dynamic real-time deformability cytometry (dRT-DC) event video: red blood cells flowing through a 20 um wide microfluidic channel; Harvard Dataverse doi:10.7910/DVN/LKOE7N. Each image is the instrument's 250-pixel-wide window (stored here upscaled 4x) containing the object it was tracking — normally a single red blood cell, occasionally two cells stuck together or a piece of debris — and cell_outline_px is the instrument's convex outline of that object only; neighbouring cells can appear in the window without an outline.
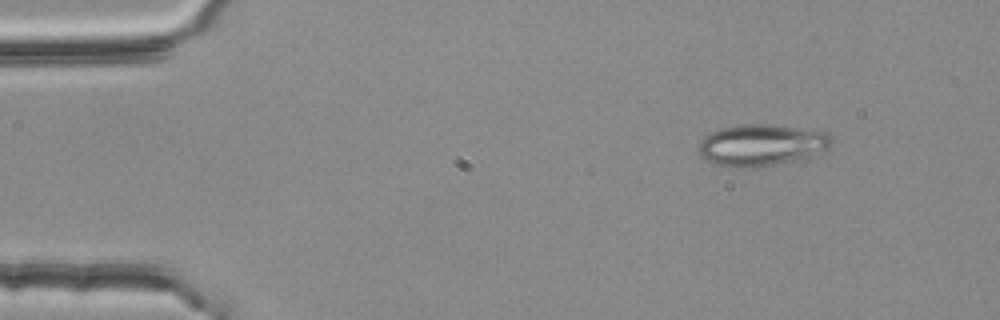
{"species": "common noctule bat (a hibernating species)", "species_latin": "Nyctalus noctula", "temperature_condition": "room temperature", "stored_images_in_passage": 11, "camera_frame_rate_fps": 3000, "um_per_image_px": 0.085, "animal": {"sex": "female", "body_mass_g": 25.1}, "frame": {"image": 1, "passage_image": 1, "time_ms": 0.0, "image_size_px": [1000, 320], "cell_outline_px": [[836, 140], [828, 148], [808, 156], [792, 160], [772, 164], [748, 168], [740, 168], [712, 164], [700, 156], [700, 140], [704, 136], [712, 132], [724, 128], [740, 124], [768, 124], [828, 132]], "centroid_in_image_um": [64.72, 12.32], "position_along_channel_um": 20.3, "area_um2": 31.91}}